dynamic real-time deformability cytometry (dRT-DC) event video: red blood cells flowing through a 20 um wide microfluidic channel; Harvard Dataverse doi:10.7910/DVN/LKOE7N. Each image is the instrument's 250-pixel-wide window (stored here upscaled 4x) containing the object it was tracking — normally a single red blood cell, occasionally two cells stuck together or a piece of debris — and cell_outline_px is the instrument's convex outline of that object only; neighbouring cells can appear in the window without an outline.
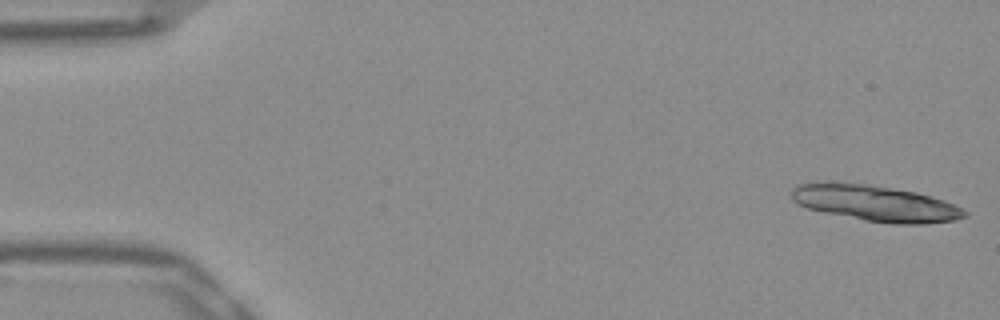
{"species": "Egyptian fruit bat (a non-hibernating species)", "species_latin": "Rousettus aegyptiacus", "temperature_condition": "warm", "stored_images_in_passage": 13, "camera_frame_rate_fps": 3000, "um_per_image_px": 0.085, "frame": {"image": 1, "passage_image": 1, "time_ms": 0.0, "image_size_px": [1000, 320], "cell_outline_px": [[968, 216], [956, 220], [920, 224], [892, 224], [864, 220], [808, 208], [792, 200], [792, 188], [796, 184], [868, 184], [916, 192], [932, 196], [944, 200], [968, 212]], "centroid_in_image_um": [74.5, 17.3], "position_along_channel_um": 10.5, "area_um2": 35.43}}